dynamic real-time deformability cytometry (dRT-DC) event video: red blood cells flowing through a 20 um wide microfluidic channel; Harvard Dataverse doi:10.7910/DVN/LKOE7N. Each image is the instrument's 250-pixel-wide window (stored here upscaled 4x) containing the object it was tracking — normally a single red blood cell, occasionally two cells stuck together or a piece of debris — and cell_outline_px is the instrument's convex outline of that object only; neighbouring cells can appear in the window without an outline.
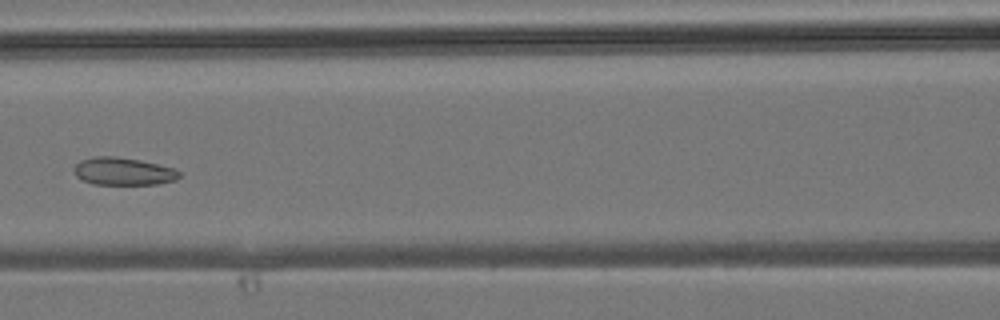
{"species": "common noctule bat (a hibernating species)", "species_latin": "Nyctalus noctula", "temperature_condition": "room temperature", "stored_images_in_passage": 42, "camera_frame_rate_fps": 3000, "um_per_image_px": 0.085, "animal": {"sex": "male", "body_mass_g": 19.2, "forearm_length_mm": 51.8}, "frame": {"image": 1, "passage_image": 17, "time_ms": 5.333, "image_size_px": [1000, 320], "cell_outline_px": [[180, 176], [176, 180], [156, 184], [92, 184], [76, 176], [72, 168], [80, 160], [96, 156], [116, 156], [140, 160], [176, 168], [180, 172]], "centroid_in_image_um": [10.48, 14.56], "position_along_channel_um": 156.1, "area_um2": 17.05}}
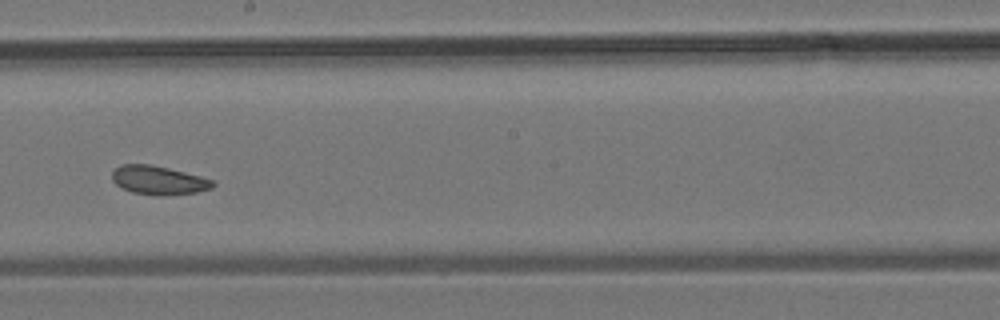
{"frame": {"image": 2, "passage_image": 22, "time_ms": 7.0, "image_size_px": [1000, 320], "cell_outline_px": [[216, 184], [212, 188], [196, 192], [160, 196], [156, 196], [132, 192], [116, 184], [112, 180], [112, 172], [120, 164], [152, 164], [200, 176], [212, 180]], "centroid_in_image_um": [13.46, 15.32], "position_along_channel_um": 234.7, "area_um2": 16.82}}
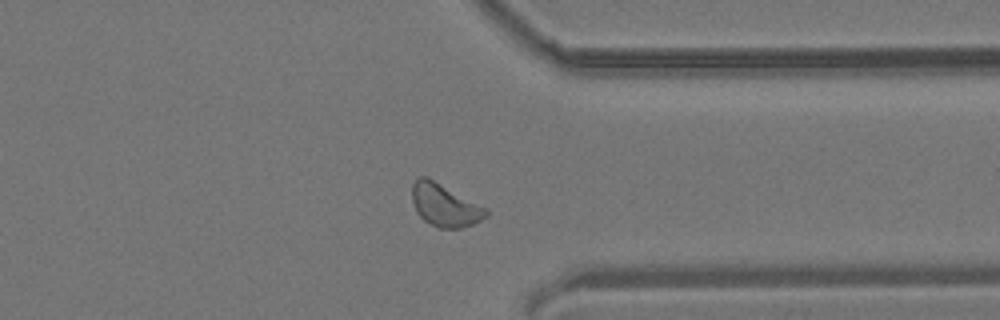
{"frame": {"image": 3, "passage_image": 31, "time_ms": 10.0, "image_size_px": [1000, 320], "cell_outline_px": [[488, 216], [472, 224], [460, 228], [440, 228], [424, 220], [416, 212], [412, 200], [412, 184], [420, 176], [428, 176], [488, 208]], "centroid_in_image_um": [37.81, 17.42], "position_along_channel_um": 373.6, "area_um2": 18.5}}